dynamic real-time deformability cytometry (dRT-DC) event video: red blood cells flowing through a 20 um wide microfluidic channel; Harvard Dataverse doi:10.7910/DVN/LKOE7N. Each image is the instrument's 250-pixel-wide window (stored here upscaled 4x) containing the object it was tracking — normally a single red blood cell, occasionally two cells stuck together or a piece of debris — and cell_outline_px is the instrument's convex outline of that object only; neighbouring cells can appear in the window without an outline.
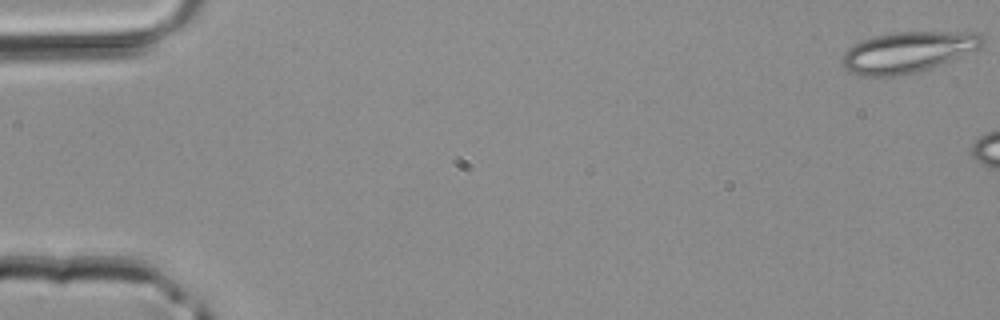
{"species": "common noctule bat (a hibernating species)", "species_latin": "Nyctalus noctula", "temperature_condition": "room temperature", "stored_images_in_passage": 6, "camera_frame_rate_fps": 3000, "um_per_image_px": 0.085, "animal": {"sex": "male", "body_mass_g": 20.4}, "frame": {"image": 1, "passage_image": 1, "time_ms": 0.0, "image_size_px": [1000, 320], "cell_outline_px": [[984, 40], [980, 48], [928, 68], [916, 72], [896, 76], [864, 76], [852, 72], [844, 68], [840, 64], [840, 60], [844, 52], [848, 48], [864, 40], [876, 36], [896, 32], [980, 32]], "centroid_in_image_um": [77.13, 4.42], "position_along_channel_um": 7.9, "area_um2": 32.95}}